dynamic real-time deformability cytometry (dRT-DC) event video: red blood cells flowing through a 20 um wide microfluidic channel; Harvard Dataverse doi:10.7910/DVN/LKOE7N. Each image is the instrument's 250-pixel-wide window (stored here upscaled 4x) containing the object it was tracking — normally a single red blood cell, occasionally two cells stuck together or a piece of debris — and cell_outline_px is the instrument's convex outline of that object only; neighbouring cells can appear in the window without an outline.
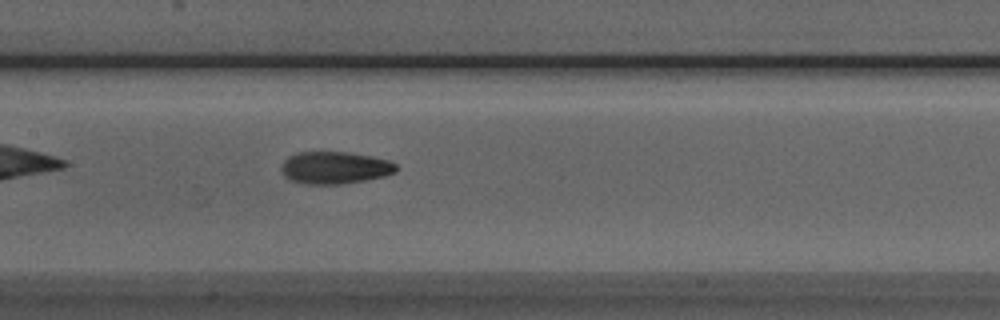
{"species": "Egyptian fruit bat (a non-hibernating species)", "species_latin": "Rousettus aegyptiacus", "temperature_condition": "room temperature", "stored_images_in_passage": 40, "camera_frame_rate_fps": 3000, "um_per_image_px": 0.085, "animal": {"sex": "male"}, "frame": {"image": 1, "passage_image": 12, "time_ms": 3.667, "image_size_px": [1000, 320], "cell_outline_px": [[396, 172], [384, 176], [364, 180], [340, 184], [304, 184], [288, 180], [280, 172], [280, 164], [288, 156], [296, 152], [344, 152], [372, 156], [388, 160], [396, 164]], "centroid_in_image_um": [28.38, 14.26], "position_along_channel_um": 179.0, "area_um2": 21.79}}
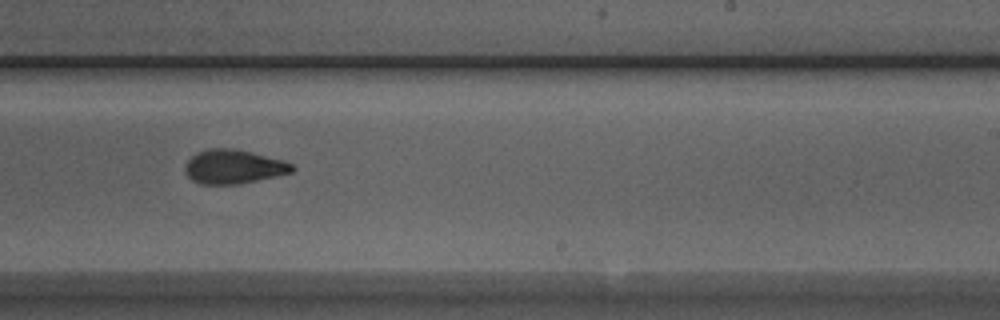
{"frame": {"image": 2, "passage_image": 19, "time_ms": 6.0, "image_size_px": [1000, 320], "cell_outline_px": [[296, 168], [292, 172], [276, 176], [240, 184], [200, 184], [192, 180], [184, 172], [184, 168], [188, 160], [196, 152], [208, 148], [232, 148], [252, 152], [284, 160], [292, 164]], "centroid_in_image_um": [19.84, 14.16], "position_along_channel_um": 269.2, "area_um2": 21.39}}
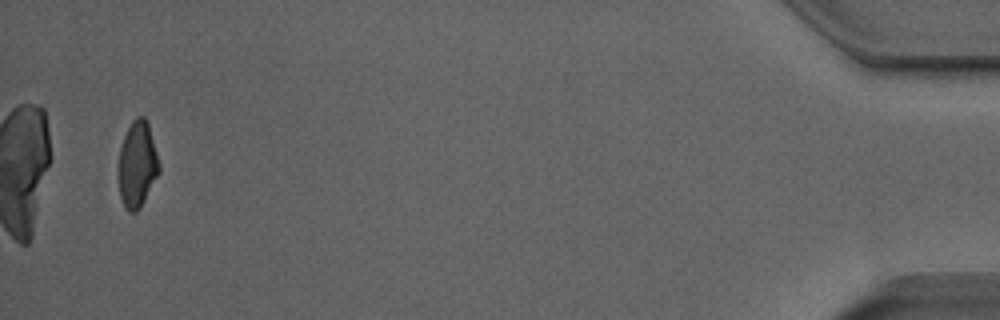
{"frame": {"image": 3, "passage_image": 38, "time_ms": 12.333, "image_size_px": [1000, 320], "cell_outline_px": [[160, 172], [140, 208], [136, 212], [128, 212], [120, 196], [120, 148], [124, 136], [132, 120], [136, 116], [144, 116], [148, 124], [160, 164]], "centroid_in_image_um": [11.7, 13.97], "position_along_channel_um": 423.5, "area_um2": 20.0}, "authors_computed_cell_mechanics": {"area_um2": 21.3571, "velocity_mm_per_s": 3.8849, "shape_relaxation_time_tau1_ms": 4.6977, "shape_relaxation_time_tau2_ms": 2.5647, "deformation_change_tau1": 0.1734, "deformation_change_tau2": 0.0853}}